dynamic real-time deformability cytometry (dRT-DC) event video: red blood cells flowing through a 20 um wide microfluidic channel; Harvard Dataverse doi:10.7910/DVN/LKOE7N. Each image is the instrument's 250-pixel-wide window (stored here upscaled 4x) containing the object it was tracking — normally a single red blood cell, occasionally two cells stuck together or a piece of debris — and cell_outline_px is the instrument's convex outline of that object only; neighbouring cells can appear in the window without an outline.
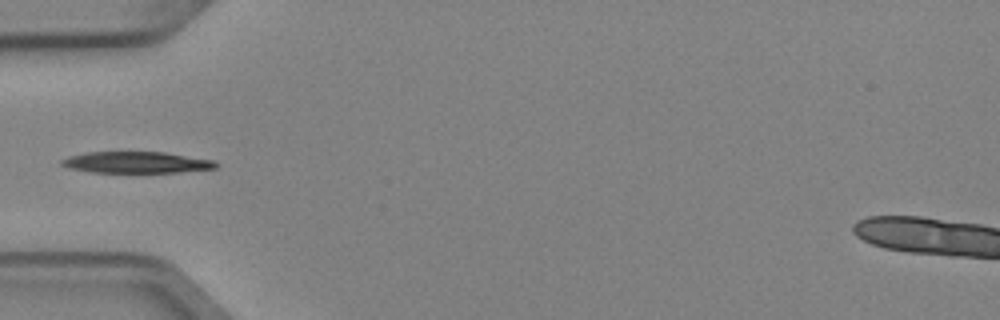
{"species": "Egyptian fruit bat (a non-hibernating species)", "species_latin": "Rousettus aegyptiacus", "temperature_condition": "cold", "stored_images_in_passage": 7, "camera_frame_rate_fps": 3000, "um_per_image_px": 0.085, "animal": {"sex": "female"}, "frame": {"image": 1, "passage_image": 7, "time_ms": 2.0, "image_size_px": [1000, 320], "cell_outline_px": [[220, 164], [216, 168], [180, 172], [88, 172], [68, 168], [60, 164], [60, 160], [68, 156], [88, 152], [164, 152], [216, 160]], "centroid_in_image_um": [11.61, 13.8], "position_along_channel_um": 73.4, "area_um2": 19.36}}